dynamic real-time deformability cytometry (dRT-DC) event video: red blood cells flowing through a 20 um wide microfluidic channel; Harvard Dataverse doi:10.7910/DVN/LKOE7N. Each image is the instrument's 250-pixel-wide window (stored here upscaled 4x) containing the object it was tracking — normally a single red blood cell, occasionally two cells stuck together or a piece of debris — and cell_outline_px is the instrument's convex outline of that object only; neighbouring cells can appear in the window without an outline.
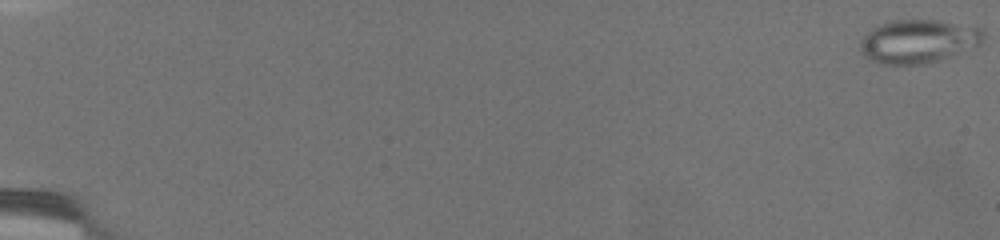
{"species": "common noctule bat (a hibernating species)", "species_latin": "Nyctalus noctula", "temperature_condition": "warm", "stored_images_in_passage": 74, "camera_frame_rate_fps": 3000, "um_per_image_px": 0.085, "animal": {"sex": "female", "body_mass_g": 19.5, "forearm_length_mm": 54.1}, "frame": {"image": 1, "passage_image": 1, "time_ms": 0.0, "image_size_px": [1000, 240], "cell_outline_px": [[984, 40], [980, 44], [952, 56], [924, 64], [880, 64], [868, 60], [864, 56], [860, 48], [860, 40], [872, 28], [880, 24], [892, 20], [936, 20], [984, 28]], "centroid_in_image_um": [78.05, 3.51], "position_along_channel_um": 7.0, "area_um2": 31.33}}
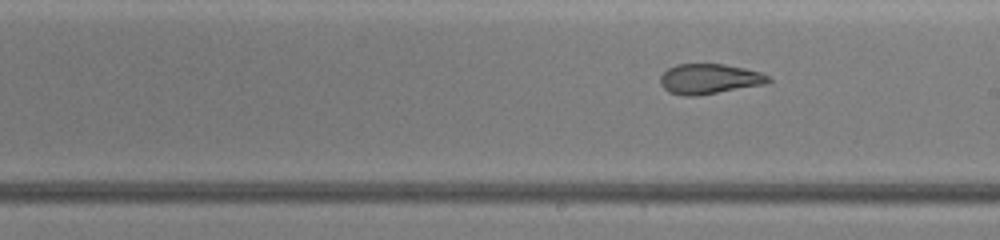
{"frame": {"image": 2, "passage_image": 45, "time_ms": 14.667, "image_size_px": [1000, 240], "cell_outline_px": [[772, 80], [764, 84], [696, 96], [684, 96], [668, 92], [660, 84], [660, 76], [668, 68], [676, 64], [724, 64], [744, 68], [760, 72], [768, 76]], "centroid_in_image_um": [60.25, 6.7], "position_along_channel_um": 228.7, "area_um2": 18.9}}
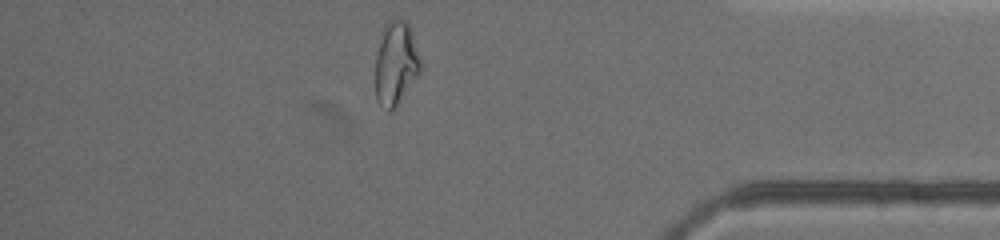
{"frame": {"image": 3, "passage_image": 65, "time_ms": 21.333, "image_size_px": [1000, 240], "cell_outline_px": [[420, 72], [396, 104], [388, 112], [376, 100], [376, 56], [384, 24], [388, 20], [396, 16], [400, 16], [408, 24], [420, 56]], "centroid_in_image_um": [33.63, 5.31], "position_along_channel_um": 401.6, "area_um2": 21.62}, "authors_computed_cell_mechanics": {"area_um2": 24.9985, "velocity_mm_per_s": 2.9782, "shape_relaxation_time_tau1_ms": null, "shape_relaxation_time_tau2_ms": 1.7534, "deformation_change_tau1": null, "deformation_change_tau2": 0.0837}}